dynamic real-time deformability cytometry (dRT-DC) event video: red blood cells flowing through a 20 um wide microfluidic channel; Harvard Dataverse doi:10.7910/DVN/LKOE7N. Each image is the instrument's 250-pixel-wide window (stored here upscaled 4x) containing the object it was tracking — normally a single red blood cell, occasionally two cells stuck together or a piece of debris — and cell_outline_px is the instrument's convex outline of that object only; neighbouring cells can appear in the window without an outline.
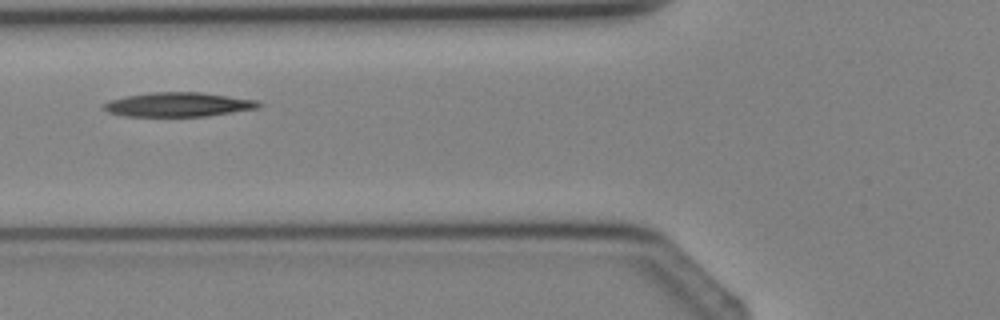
{"species": "Egyptian fruit bat (a non-hibernating species)", "species_latin": "Rousettus aegyptiacus", "temperature_condition": "cold", "stored_images_in_passage": 2, "camera_frame_rate_fps": 3000, "um_per_image_px": 0.085, "animal": {"sex": "female"}, "frame": {"image": 1, "passage_image": 2, "time_ms": 1.0, "image_size_px": [1000, 320], "cell_outline_px": [[264, 104], [260, 108], [208, 116], [124, 116], [108, 112], [104, 108], [104, 104], [112, 100], [124, 96], [152, 92], [200, 92], [256, 100]], "centroid_in_image_um": [15.2, 8.89], "position_along_channel_um": 110.6, "area_um2": 21.85}}